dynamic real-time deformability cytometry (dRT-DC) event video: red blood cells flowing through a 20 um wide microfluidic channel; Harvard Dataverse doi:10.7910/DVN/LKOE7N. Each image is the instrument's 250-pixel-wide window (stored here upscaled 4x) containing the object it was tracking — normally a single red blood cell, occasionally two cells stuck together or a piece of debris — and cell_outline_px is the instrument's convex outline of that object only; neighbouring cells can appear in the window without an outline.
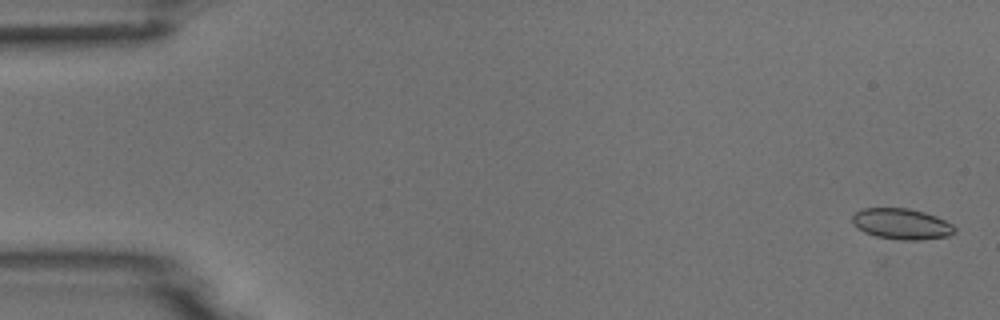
{"species": "common noctule bat (a hibernating species)", "species_latin": "Nyctalus noctula", "temperature_condition": "room temperature", "stored_images_in_passage": 5, "camera_frame_rate_fps": 3000, "um_per_image_px": 0.085, "animal": {"sex": "male", "body_mass_g": 18.8}, "frame": {"image": 1, "passage_image": 1, "time_ms": 0.0, "image_size_px": [1000, 320], "cell_outline_px": [[956, 232], [948, 236], [920, 240], [900, 240], [876, 236], [864, 232], [856, 228], [852, 224], [852, 216], [856, 212], [864, 208], [908, 208], [924, 212], [936, 216], [952, 224], [956, 228]], "centroid_in_image_um": [76.63, 19.04], "position_along_channel_um": 8.4, "area_um2": 18.5}}
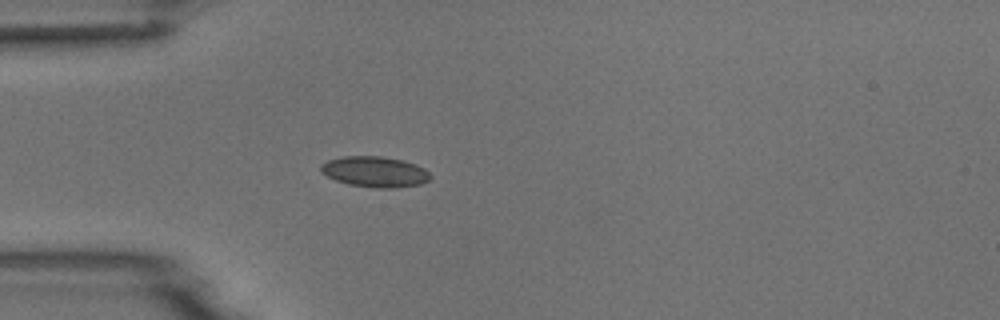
{"frame": {"image": 2, "passage_image": 5, "time_ms": 4.667, "image_size_px": [1000, 320], "cell_outline_px": [[432, 176], [428, 180], [420, 184], [392, 188], [376, 188], [348, 184], [336, 180], [320, 172], [320, 164], [328, 160], [344, 156], [380, 156], [404, 160], [416, 164], [424, 168]], "centroid_in_image_um": [31.86, 14.59], "position_along_channel_um": 53.1, "area_um2": 19.59}}